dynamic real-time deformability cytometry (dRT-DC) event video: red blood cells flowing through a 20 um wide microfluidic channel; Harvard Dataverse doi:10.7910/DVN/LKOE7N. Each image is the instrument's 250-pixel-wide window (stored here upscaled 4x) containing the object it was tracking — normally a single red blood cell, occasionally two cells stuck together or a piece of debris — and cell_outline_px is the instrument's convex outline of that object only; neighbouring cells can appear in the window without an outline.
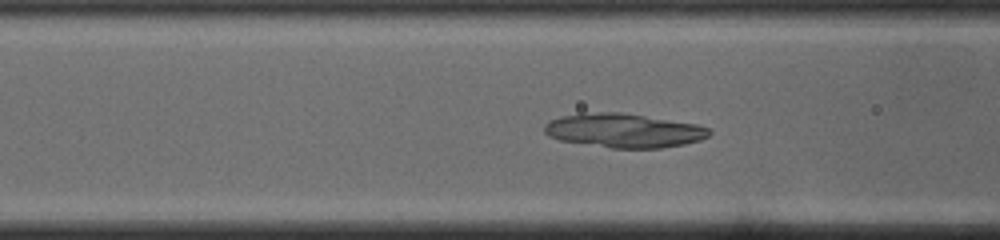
{"species": "common noctule bat (a hibernating species)", "species_latin": "Nyctalus noctula", "temperature_condition": "cold", "stored_images_in_passage": 51, "camera_frame_rate_fps": 3000, "um_per_image_px": 0.085, "animal": {"sex": "male", "body_mass_g": 19.0, "forearm_length_mm": 50.8}, "frame": {"image": 1, "passage_image": 19, "time_ms": 6.0, "image_size_px": [1000, 240], "cell_outline_px": [[712, 132], [708, 136], [700, 140], [684, 144], [660, 148], [612, 148], [560, 140], [548, 136], [544, 132], [544, 124], [548, 120], [560, 116], [584, 112], [620, 112], [696, 124], [708, 128]], "centroid_in_image_um": [52.98, 11.09], "position_along_channel_um": 113.6, "area_um2": 32.71}}
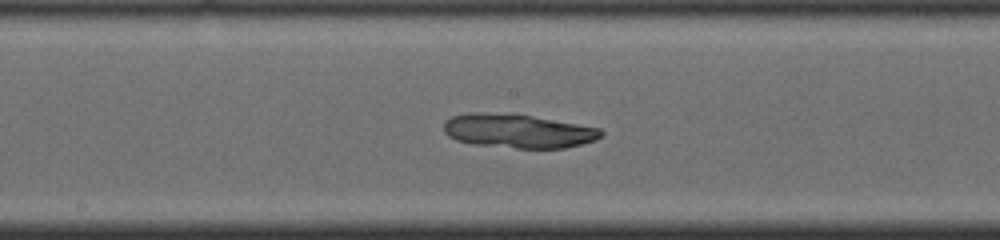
{"frame": {"image": 2, "passage_image": 26, "time_ms": 8.333, "image_size_px": [1000, 240], "cell_outline_px": [[604, 132], [596, 140], [564, 148], [516, 148], [472, 144], [456, 140], [448, 136], [444, 132], [444, 124], [452, 116], [472, 112], [476, 112], [532, 116], [600, 128]], "centroid_in_image_um": [44.02, 11.15], "position_along_channel_um": 204.2, "area_um2": 30.69}}
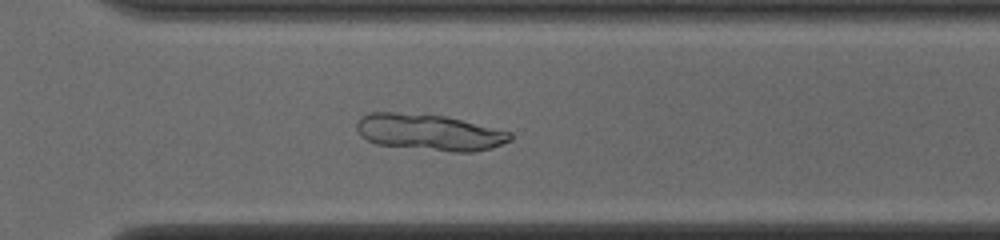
{"frame": {"image": 3, "passage_image": 36, "time_ms": 11.667, "image_size_px": [1000, 240], "cell_outline_px": [[512, 140], [492, 148], [472, 152], [452, 152], [376, 144], [360, 136], [356, 128], [356, 124], [368, 112], [392, 112], [444, 116], [512, 132]], "centroid_in_image_um": [36.5, 11.25], "position_along_channel_um": 334.1, "area_um2": 32.31}}